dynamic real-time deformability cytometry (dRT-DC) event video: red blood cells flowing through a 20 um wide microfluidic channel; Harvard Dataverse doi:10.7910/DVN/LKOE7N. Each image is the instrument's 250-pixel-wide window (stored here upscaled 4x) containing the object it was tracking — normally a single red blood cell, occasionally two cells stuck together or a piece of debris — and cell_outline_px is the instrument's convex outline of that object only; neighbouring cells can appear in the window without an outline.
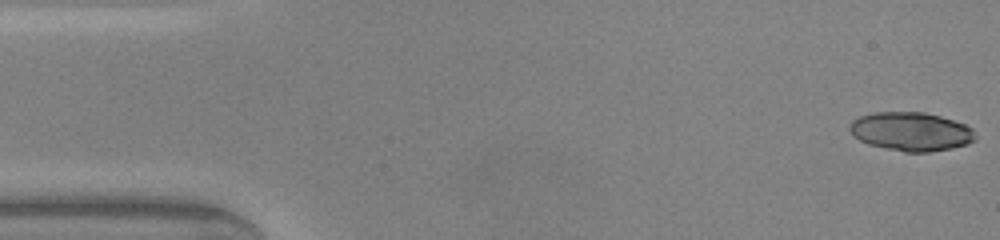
{"species": "common noctule bat (a hibernating species)", "species_latin": "Nyctalus noctula", "temperature_condition": "warm", "stored_images_in_passage": 46, "camera_frame_rate_fps": 3000, "um_per_image_px": 0.085, "animal": {"sex": "male", "body_mass_g": 20.0, "forearm_length_mm": 53.3}, "frame": {"image": 1, "passage_image": 1, "time_ms": 0.0, "image_size_px": [1000, 240], "cell_outline_px": [[976, 140], [968, 144], [952, 148], [928, 152], [904, 152], [868, 144], [852, 136], [848, 128], [848, 124], [852, 120], [860, 116], [872, 112], [924, 112], [940, 116], [964, 124], [972, 128], [976, 136]], "centroid_in_image_um": [77.41, 11.18], "position_along_channel_um": 7.6, "area_um2": 28.55}}
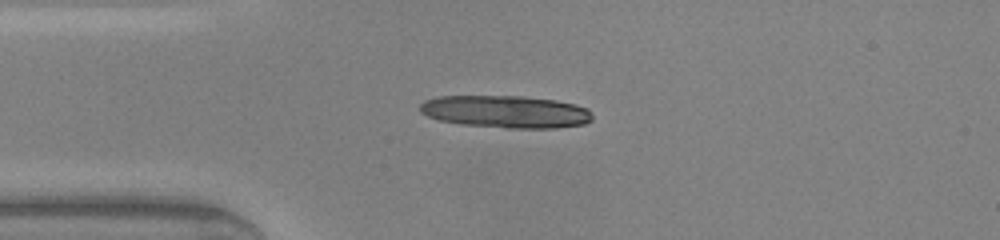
{"frame": {"image": 2, "passage_image": 11, "time_ms": 3.333, "image_size_px": [1000, 240], "cell_outline_px": [[592, 120], [584, 124], [556, 128], [508, 128], [460, 124], [440, 120], [428, 116], [420, 112], [420, 104], [424, 100], [436, 96], [524, 96], [556, 100], [576, 104], [588, 108], [592, 112]], "centroid_in_image_um": [43.01, 9.49], "position_along_channel_um": 42.0, "area_um2": 32.83}}
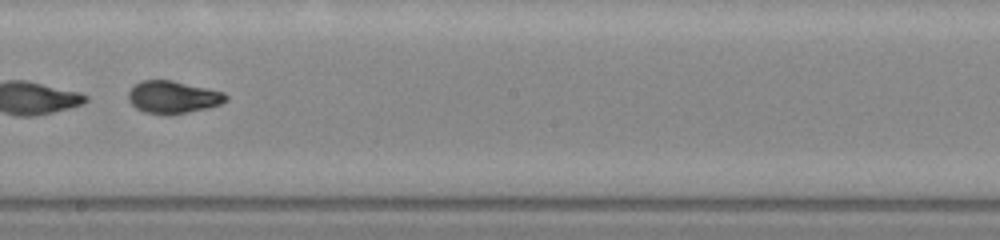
{"frame": {"image": 3, "passage_image": 26, "time_ms": 8.333, "image_size_px": [1000, 240], "cell_outline_px": [[228, 100], [220, 104], [204, 108], [164, 116], [144, 112], [136, 108], [128, 100], [128, 92], [136, 84], [144, 80], [172, 80], [224, 92], [228, 96]], "centroid_in_image_um": [14.68, 8.26], "position_along_channel_um": 233.5, "area_um2": 18.32}, "authors_computed_cell_mechanics": {"area_um2": 27.9174, "velocity_mm_per_s": 4.2806, "shape_relaxation_time_tau1_ms": 1.4855, "shape_relaxation_time_tau2_ms": 0.9771, "deformation_change_tau1": 0.3288, "deformation_change_tau2": 0.0648}}